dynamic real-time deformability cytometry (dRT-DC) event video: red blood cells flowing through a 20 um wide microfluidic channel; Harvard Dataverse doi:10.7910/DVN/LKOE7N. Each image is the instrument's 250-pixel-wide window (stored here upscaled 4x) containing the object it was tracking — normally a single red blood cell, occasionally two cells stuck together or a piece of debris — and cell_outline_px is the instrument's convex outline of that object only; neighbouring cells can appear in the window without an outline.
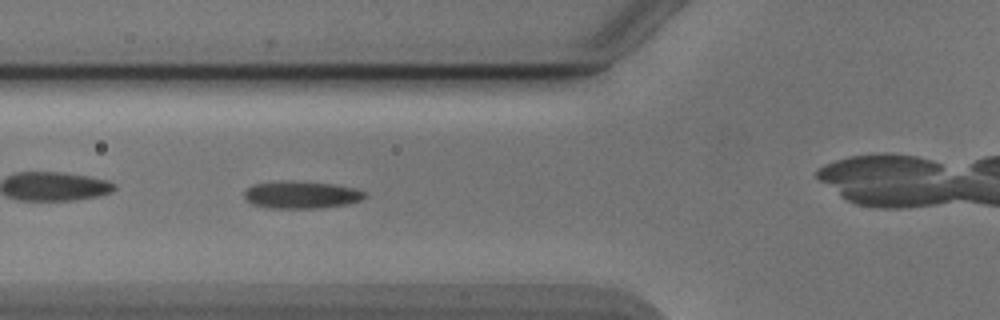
{"species": "Egyptian fruit bat (a non-hibernating species)", "species_latin": "Rousettus aegyptiacus", "temperature_condition": "cold", "stored_images_in_passage": 18, "camera_frame_rate_fps": 3000, "um_per_image_px": 0.085, "animal": {"sex": "male"}, "frame": {"image": 1, "passage_image": 10, "time_ms": 3.0, "image_size_px": [1000, 320], "cell_outline_px": [[368, 196], [360, 200], [348, 204], [320, 208], [272, 208], [252, 204], [244, 196], [244, 192], [248, 188], [256, 184], [280, 180], [292, 180], [332, 184], [356, 188], [368, 192]], "centroid_in_image_um": [25.67, 16.55], "position_along_channel_um": 100.1, "area_um2": 19.36}}
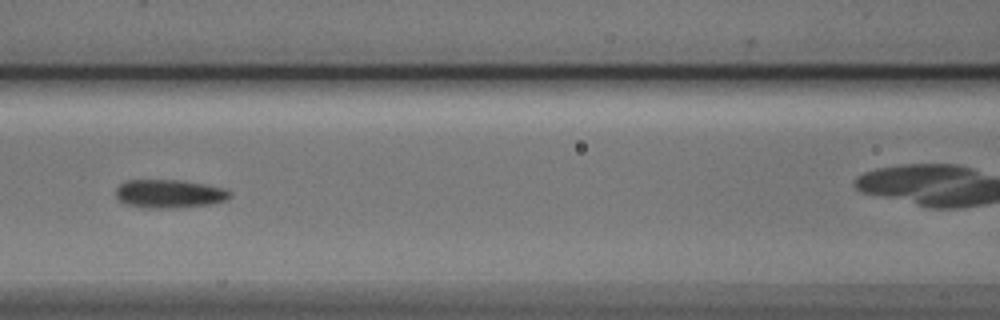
{"frame": {"image": 2, "passage_image": 14, "time_ms": 4.333, "image_size_px": [1000, 320], "cell_outline_px": [[232, 196], [228, 200], [212, 204], [176, 208], [144, 208], [124, 204], [116, 196], [116, 188], [120, 184], [128, 180], [180, 180], [204, 184], [224, 188], [232, 192]], "centroid_in_image_um": [14.42, 16.48], "position_along_channel_um": 152.2, "area_um2": 19.13}}